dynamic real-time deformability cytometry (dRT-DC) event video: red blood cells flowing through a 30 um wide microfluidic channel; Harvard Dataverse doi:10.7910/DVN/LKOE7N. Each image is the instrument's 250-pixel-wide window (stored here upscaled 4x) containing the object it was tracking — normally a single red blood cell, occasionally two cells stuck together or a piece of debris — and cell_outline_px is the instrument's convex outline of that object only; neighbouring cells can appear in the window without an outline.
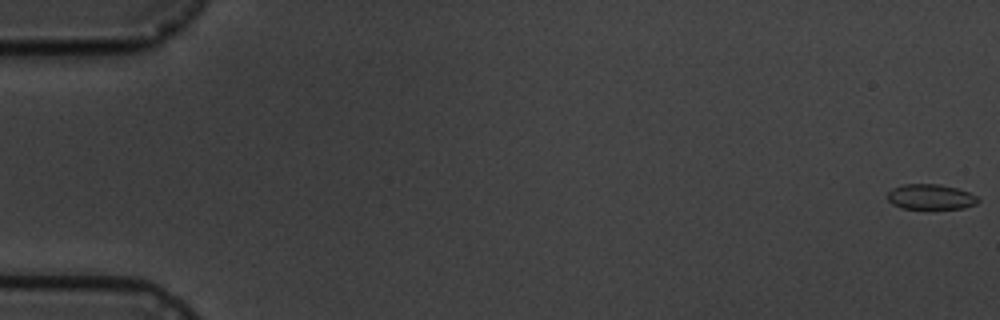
{"species": "common noctule bat (a hibernating species)", "species_latin": "Nyctalus noctula", "temperature_condition": "cold", "stored_images_in_passage": 5, "camera_frame_rate_fps": 3000, "um_per_image_px": 0.085, "animal": {"sex": "male", "body_mass_g": 19.5, "forearm_length_mm": 54.6}, "frame": {"image": 1, "passage_image": 1, "time_ms": 0.0, "image_size_px": [1000, 320], "cell_outline_px": [[980, 200], [976, 204], [964, 208], [900, 208], [892, 204], [888, 200], [888, 192], [892, 188], [904, 184], [940, 184], [956, 188], [968, 192], [976, 196]], "centroid_in_image_um": [79.09, 16.73], "position_along_channel_um": 5.9, "area_um2": 13.24}}
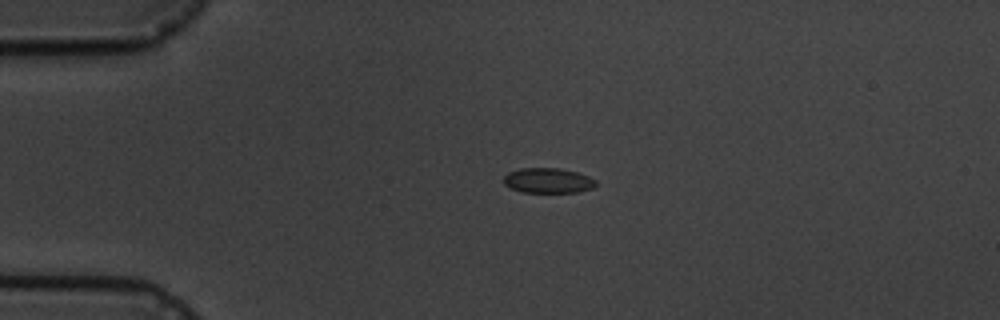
{"frame": {"image": 2, "passage_image": 4, "time_ms": 4.333, "image_size_px": [1000, 320], "cell_outline_px": [[596, 184], [592, 188], [576, 192], [520, 192], [504, 184], [504, 176], [508, 172], [520, 168], [560, 168], [576, 172], [588, 176], [596, 180]], "centroid_in_image_um": [46.56, 15.34], "position_along_channel_um": 38.4, "area_um2": 13.41}}